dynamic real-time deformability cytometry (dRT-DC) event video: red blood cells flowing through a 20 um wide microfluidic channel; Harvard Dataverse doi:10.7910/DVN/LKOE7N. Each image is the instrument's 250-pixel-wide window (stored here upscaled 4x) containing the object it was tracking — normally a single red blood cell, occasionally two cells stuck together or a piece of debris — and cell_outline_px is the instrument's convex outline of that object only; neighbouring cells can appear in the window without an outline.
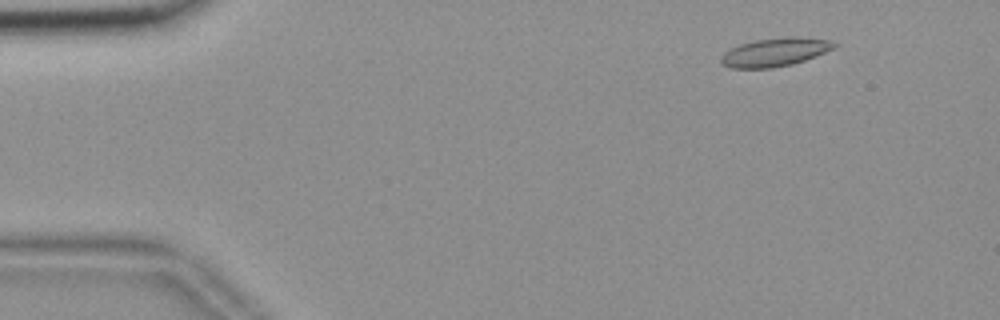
{"species": "common noctule bat (a hibernating species)", "species_latin": "Nyctalus noctula", "temperature_condition": "room temperature", "stored_images_in_passage": 55, "camera_frame_rate_fps": 3000, "um_per_image_px": 0.085, "animal": {"sex": "female", "body_mass_g": 18.4}, "frame": {"image": 1, "passage_image": 6, "time_ms": 1.667, "image_size_px": [1000, 320], "cell_outline_px": [[840, 44], [836, 48], [816, 56], [792, 64], [772, 68], [732, 68], [724, 64], [720, 60], [720, 56], [724, 52], [740, 44], [756, 40], [792, 36], [796, 36], [828, 40]], "centroid_in_image_um": [65.91, 4.43], "position_along_channel_um": 19.1, "area_um2": 18.73}}
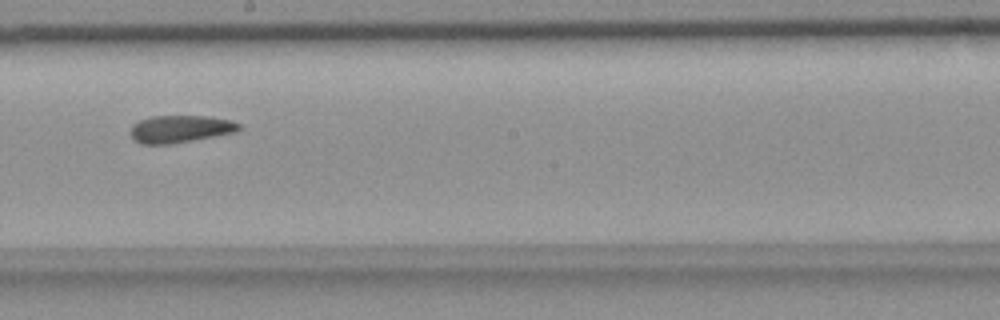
{"frame": {"image": 2, "passage_image": 31, "time_ms": 10.0, "image_size_px": [1000, 320], "cell_outline_px": [[240, 128], [236, 132], [192, 140], [168, 144], [140, 144], [132, 140], [128, 132], [132, 124], [140, 120], [152, 116], [208, 116], [232, 120], [240, 124]], "centroid_in_image_um": [15.26, 10.96], "position_along_channel_um": 232.9, "area_um2": 17.46}}
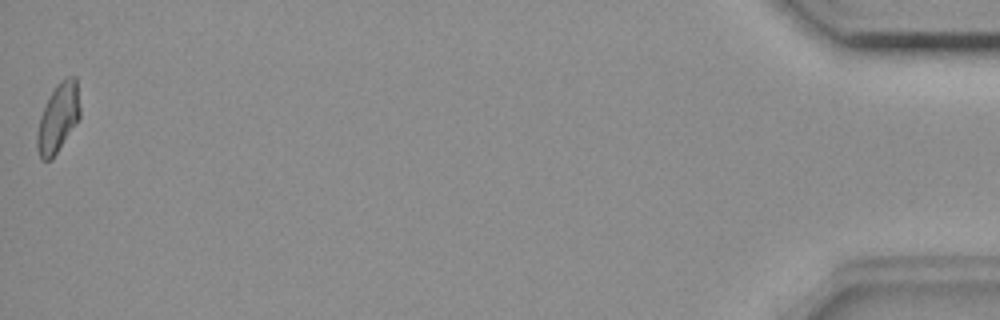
{"frame": {"image": 3, "passage_image": 55, "time_ms": 18.0, "image_size_px": [1000, 320], "cell_outline_px": [[80, 116], [52, 160], [40, 160], [36, 148], [36, 132], [40, 116], [56, 84], [60, 80], [68, 76], [76, 76], [80, 108]], "centroid_in_image_um": [4.92, 10.03], "position_along_channel_um": 430.3, "area_um2": 17.17}, "authors_computed_cell_mechanics": {"area_um2": 17.5134, "velocity_mm_per_s": 3.6742, "shape_relaxation_time_tau1_ms": null, "shape_relaxation_time_tau2_ms": 5.1311, "deformation_change_tau1": null, "deformation_change_tau2": 0.1298}}